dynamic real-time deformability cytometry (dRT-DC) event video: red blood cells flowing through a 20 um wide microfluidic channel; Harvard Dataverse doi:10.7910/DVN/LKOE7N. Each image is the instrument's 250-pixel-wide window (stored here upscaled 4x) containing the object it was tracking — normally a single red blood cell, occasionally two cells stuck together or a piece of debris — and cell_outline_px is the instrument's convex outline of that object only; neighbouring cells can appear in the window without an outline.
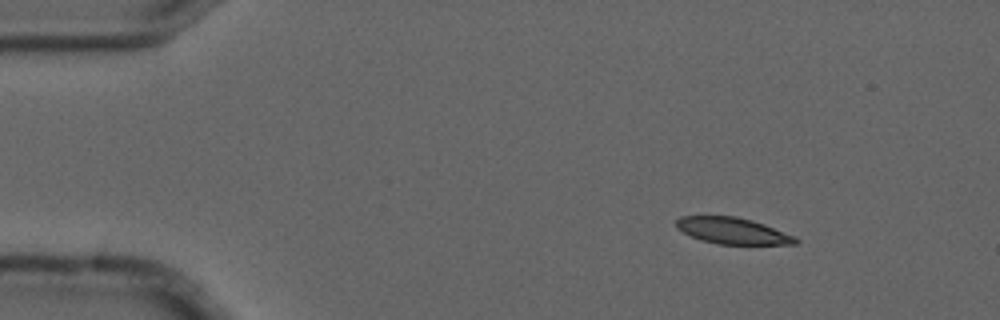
{"species": "common noctule bat (a hibernating species)", "species_latin": "Nyctalus noctula", "temperature_condition": "cold", "stored_images_in_passage": 5, "camera_frame_rate_fps": 3000, "um_per_image_px": 0.085, "animal": {"sex": "male", "forearm_length_mm": 52.5}, "frame": {"image": 1, "passage_image": 5, "time_ms": 1.333, "image_size_px": [1000, 320], "cell_outline_px": [[800, 240], [796, 244], [720, 244], [700, 240], [676, 228], [676, 220], [680, 216], [736, 216], [752, 220], [764, 224], [796, 236]], "centroid_in_image_um": [62.29, 19.61], "position_along_channel_um": 22.7, "area_um2": 18.32}}